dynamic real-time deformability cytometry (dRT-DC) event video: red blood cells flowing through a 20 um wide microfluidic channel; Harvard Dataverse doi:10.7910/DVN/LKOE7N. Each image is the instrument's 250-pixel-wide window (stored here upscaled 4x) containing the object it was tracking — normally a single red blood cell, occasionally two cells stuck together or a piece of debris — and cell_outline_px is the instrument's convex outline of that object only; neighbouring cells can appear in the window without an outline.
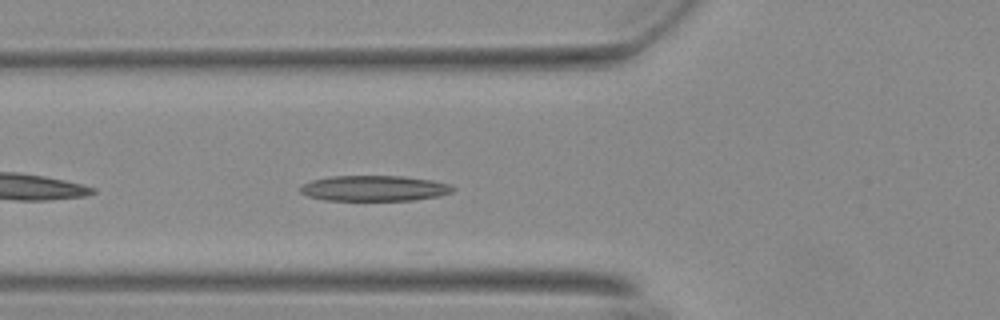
{"species": "Egyptian fruit bat (a non-hibernating species)", "species_latin": "Rousettus aegyptiacus", "temperature_condition": "warm", "stored_images_in_passage": 41, "camera_frame_rate_fps": 3000, "um_per_image_px": 0.085, "animal": {"sex": "female"}, "frame": {"image": 1, "passage_image": 6, "time_ms": 1.667, "image_size_px": [1000, 320], "cell_outline_px": [[456, 188], [452, 192], [436, 196], [412, 200], [324, 200], [308, 196], [300, 192], [300, 188], [304, 184], [312, 180], [332, 176], [404, 176], [432, 180], [448, 184]], "centroid_in_image_um": [31.81, 16.0], "position_along_channel_um": 94.0, "area_um2": 22.54}}
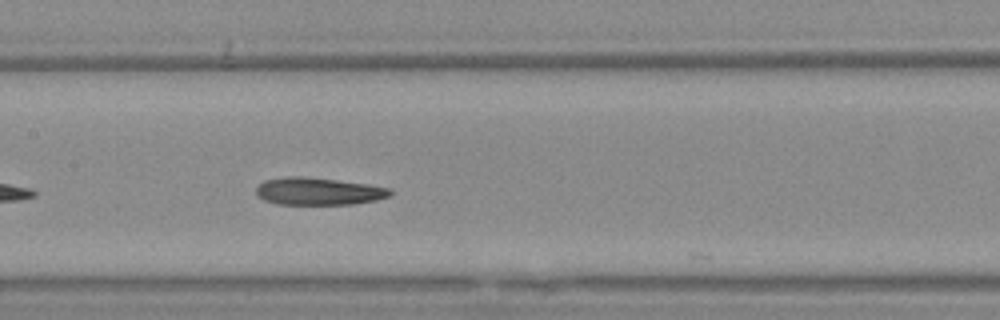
{"frame": {"image": 2, "passage_image": 13, "time_ms": 4.0, "image_size_px": [1000, 320], "cell_outline_px": [[392, 196], [376, 200], [352, 204], [276, 204], [264, 200], [256, 192], [256, 188], [264, 180], [284, 176], [304, 176], [368, 184], [392, 188]], "centroid_in_image_um": [27.09, 16.25], "position_along_channel_um": 180.3, "area_um2": 21.5}}
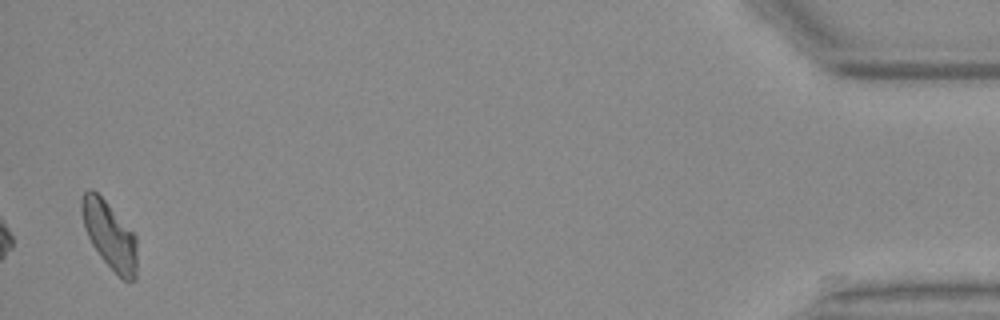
{"frame": {"image": 3, "passage_image": 40, "time_ms": 13.0, "image_size_px": [1000, 320], "cell_outline_px": [[136, 280], [124, 280], [100, 256], [92, 244], [88, 236], [80, 212], [80, 204], [84, 192], [92, 188], [104, 200], [136, 236]], "centroid_in_image_um": [9.3, 19.98], "position_along_channel_um": 425.9, "area_um2": 21.15}, "authors_computed_cell_mechanics": {"area_um2": 21.5016, "velocity_mm_per_s": 3.7011, "shape_relaxation_time_tau1_ms": null, "shape_relaxation_time_tau2_ms": 4.5538, "deformation_change_tau1": null, "deformation_change_tau2": 0.1213}}